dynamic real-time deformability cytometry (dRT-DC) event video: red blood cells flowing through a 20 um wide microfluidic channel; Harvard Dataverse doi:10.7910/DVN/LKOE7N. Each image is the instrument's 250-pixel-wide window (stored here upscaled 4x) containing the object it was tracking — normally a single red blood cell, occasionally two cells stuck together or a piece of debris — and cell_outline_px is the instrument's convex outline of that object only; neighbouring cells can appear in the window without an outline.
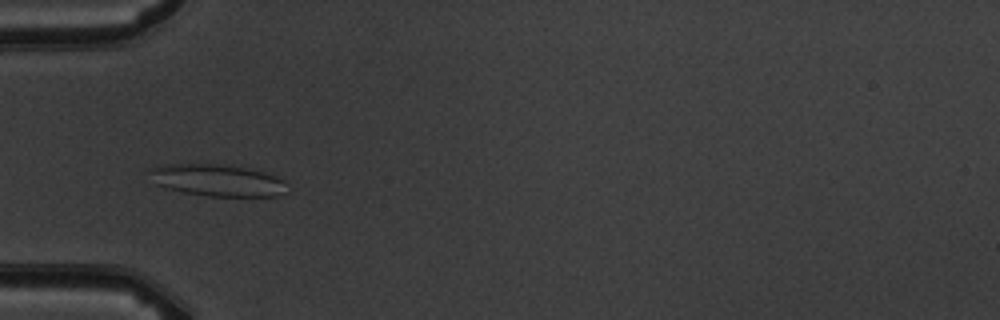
{"species": "common noctule bat (a hibernating species)", "species_latin": "Nyctalus noctula", "temperature_condition": "warm", "stored_images_in_passage": 4, "camera_frame_rate_fps": 3000, "um_per_image_px": 0.085, "animal": {"sex": "male", "body_mass_g": 19.5, "forearm_length_mm": 54.6}, "frame": {"image": 1, "passage_image": 4, "time_ms": 4.333, "image_size_px": [1000, 320], "cell_outline_px": [[288, 192], [280, 196], [208, 196], [184, 192], [168, 188], [156, 184], [144, 172], [152, 168], [164, 164], [228, 164], [264, 172], [276, 176], [284, 180]], "centroid_in_image_um": [18.47, 15.32], "position_along_channel_um": 66.5, "area_um2": 25.84}}